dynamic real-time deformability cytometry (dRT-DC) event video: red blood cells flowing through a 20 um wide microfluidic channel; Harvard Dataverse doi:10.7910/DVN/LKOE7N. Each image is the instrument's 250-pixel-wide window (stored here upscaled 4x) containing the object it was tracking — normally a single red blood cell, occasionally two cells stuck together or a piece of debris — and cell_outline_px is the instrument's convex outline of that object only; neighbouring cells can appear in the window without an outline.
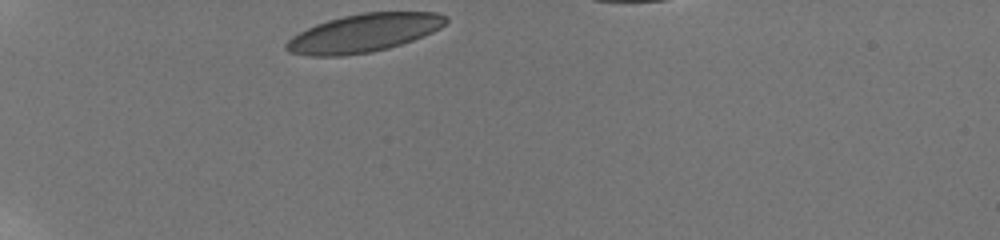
{"species": "human", "species_latin": "Homo sapiens", "temperature_condition": "room temperature", "stored_images_in_passage": 4, "camera_frame_rate_fps": 3000, "um_per_image_px": 0.085, "donor": {"sex": "male"}, "frame": {"image": 1, "passage_image": 1, "time_ms": 0.0, "image_size_px": [1000, 240], "cell_outline_px": [[448, 20], [440, 28], [424, 36], [388, 48], [372, 52], [344, 56], [308, 56], [288, 52], [284, 48], [284, 44], [292, 36], [316, 24], [328, 20], [344, 16], [364, 12], [436, 12], [448, 16]], "centroid_in_image_um": [30.91, 2.81], "position_along_channel_um": 54.1, "area_um2": 35.55}}
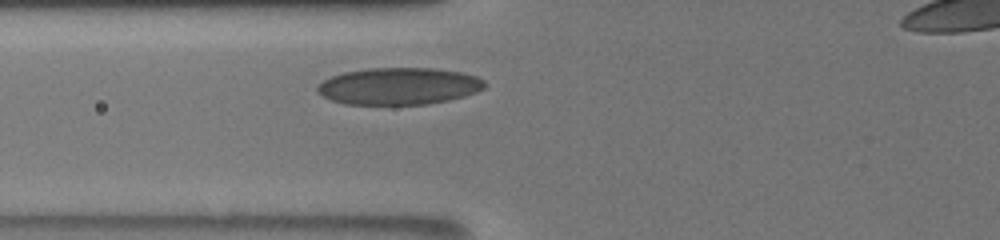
{"frame": {"image": 2, "passage_image": 3, "time_ms": 2.0, "image_size_px": [1000, 240], "cell_outline_px": [[484, 88], [476, 92], [464, 96], [448, 100], [428, 104], [344, 104], [332, 100], [316, 92], [316, 88], [324, 80], [332, 76], [344, 72], [368, 68], [432, 68], [460, 72], [476, 76], [484, 80]], "centroid_in_image_um": [33.9, 7.32], "position_along_channel_um": 91.9, "area_um2": 35.89}}